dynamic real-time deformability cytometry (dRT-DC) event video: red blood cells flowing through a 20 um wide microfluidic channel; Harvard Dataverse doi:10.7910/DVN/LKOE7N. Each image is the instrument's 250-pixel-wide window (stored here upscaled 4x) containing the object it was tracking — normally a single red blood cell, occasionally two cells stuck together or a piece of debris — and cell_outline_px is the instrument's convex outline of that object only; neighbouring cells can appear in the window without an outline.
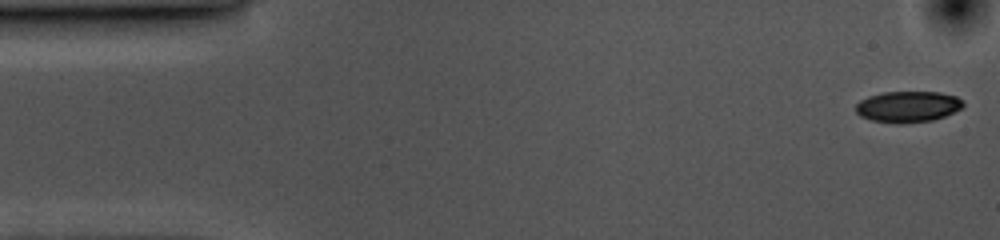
{"species": "common noctule bat (a hibernating species)", "species_latin": "Nyctalus noctula", "temperature_condition": "cold", "stored_images_in_passage": 54, "camera_frame_rate_fps": 3000, "um_per_image_px": 0.085, "animal": {"sex": "female", "body_mass_g": 10.0, "forearm_length_mm": 53.1}, "frame": {"image": 1, "passage_image": 1, "time_ms": 0.0, "image_size_px": [1000, 240], "cell_outline_px": [[964, 104], [960, 108], [944, 116], [932, 120], [872, 120], [860, 116], [856, 112], [856, 104], [860, 100], [868, 96], [884, 92], [940, 92], [956, 96]], "centroid_in_image_um": [77.15, 9.0], "position_along_channel_um": 7.8, "area_um2": 18.44}}
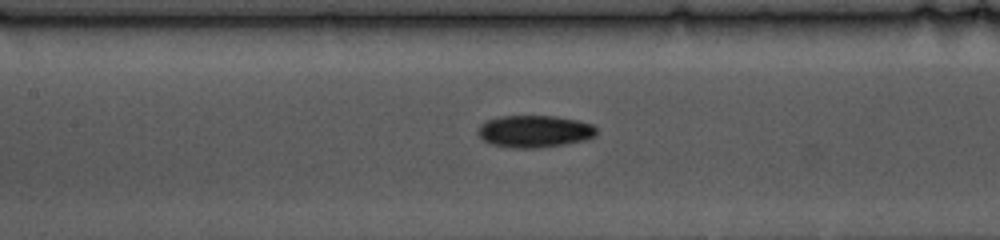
{"frame": {"image": 2, "passage_image": 23, "time_ms": 7.333, "image_size_px": [1000, 240], "cell_outline_px": [[596, 136], [584, 140], [564, 144], [536, 148], [516, 148], [492, 144], [484, 140], [476, 132], [480, 124], [488, 120], [500, 116], [556, 116], [576, 120], [592, 124], [596, 128]], "centroid_in_image_um": [45.43, 11.16], "position_along_channel_um": 162.0, "area_um2": 22.08}}
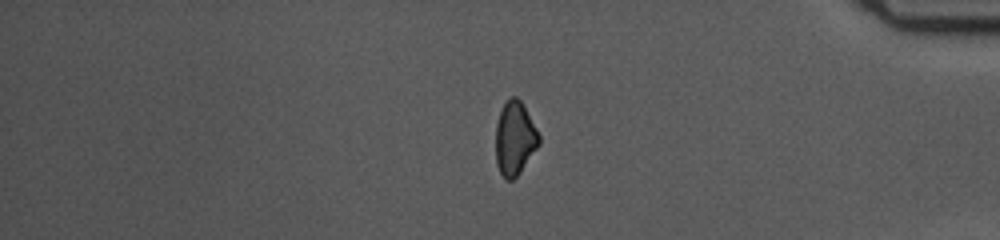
{"frame": {"image": 3, "passage_image": 45, "time_ms": 14.667, "image_size_px": [1000, 240], "cell_outline_px": [[540, 144], [520, 172], [512, 180], [504, 180], [496, 164], [496, 124], [500, 112], [508, 96], [516, 96], [520, 100], [536, 128], [540, 136]], "centroid_in_image_um": [43.75, 11.77], "position_along_channel_um": 391.5, "area_um2": 18.55}, "authors_computed_cell_mechanics": {"area_um2": 20.4323, "velocity_mm_per_s": 3.5639, "shape_relaxation_time_tau1_ms": 4.4991, "shape_relaxation_time_tau2_ms": null, "deformation_change_tau1": 0.1116, "deformation_change_tau2": null}}